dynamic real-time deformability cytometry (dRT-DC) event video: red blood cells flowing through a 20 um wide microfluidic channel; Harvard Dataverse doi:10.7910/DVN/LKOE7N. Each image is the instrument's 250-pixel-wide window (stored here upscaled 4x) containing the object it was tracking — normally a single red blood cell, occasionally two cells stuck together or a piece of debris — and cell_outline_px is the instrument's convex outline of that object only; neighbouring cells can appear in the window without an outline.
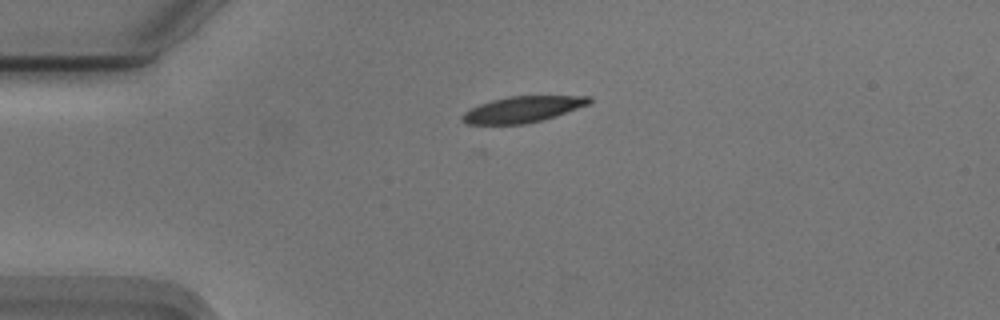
{"species": "Egyptian fruit bat (a non-hibernating species)", "species_latin": "Rousettus aegyptiacus", "temperature_condition": "cold", "stored_images_in_passage": 36, "camera_frame_rate_fps": 3000, "um_per_image_px": 0.085, "animal": {"sex": "male"}, "frame": {"image": 1, "passage_image": 1, "time_ms": 0.0, "image_size_px": [1000, 320], "cell_outline_px": [[592, 100], [588, 104], [540, 120], [524, 124], [468, 124], [460, 120], [460, 116], [464, 112], [480, 104], [492, 100], [508, 96], [592, 96]], "centroid_in_image_um": [44.36, 9.29], "position_along_channel_um": 40.6, "area_um2": 18.9}}
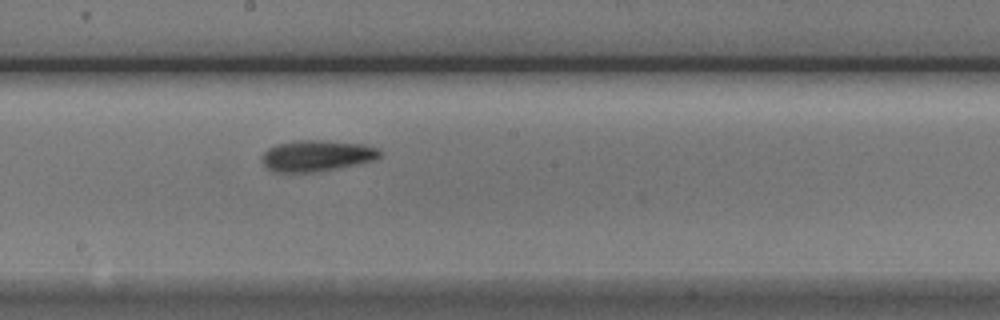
{"frame": {"image": 2, "passage_image": 18, "time_ms": 5.667, "image_size_px": [1000, 320], "cell_outline_px": [[380, 156], [372, 160], [356, 164], [316, 172], [272, 172], [260, 160], [264, 152], [268, 148], [276, 144], [300, 140], [320, 140], [364, 144], [376, 148], [380, 152]], "centroid_in_image_um": [26.86, 13.24], "position_along_channel_um": 221.3, "area_um2": 21.21}}
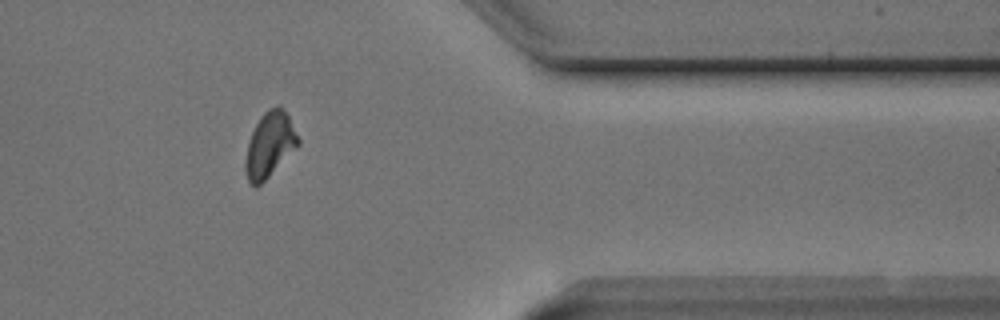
{"frame": {"image": 3, "passage_image": 33, "time_ms": 10.667, "image_size_px": [1000, 320], "cell_outline_px": [[300, 144], [256, 188], [248, 180], [244, 168], [244, 164], [248, 144], [252, 132], [260, 116], [268, 108], [280, 104], [288, 116], [300, 140]], "centroid_in_image_um": [22.91, 12.27], "position_along_channel_um": 388.5, "area_um2": 19.71}, "authors_computed_cell_mechanics": {"area_um2": 20.1722, "velocity_mm_per_s": 3.7172, "shape_relaxation_time_tau1_ms": 2.7976, "shape_relaxation_time_tau2_ms": 2.1631, "deformation_change_tau1": 0.1168, "deformation_change_tau2": 0.0915}}